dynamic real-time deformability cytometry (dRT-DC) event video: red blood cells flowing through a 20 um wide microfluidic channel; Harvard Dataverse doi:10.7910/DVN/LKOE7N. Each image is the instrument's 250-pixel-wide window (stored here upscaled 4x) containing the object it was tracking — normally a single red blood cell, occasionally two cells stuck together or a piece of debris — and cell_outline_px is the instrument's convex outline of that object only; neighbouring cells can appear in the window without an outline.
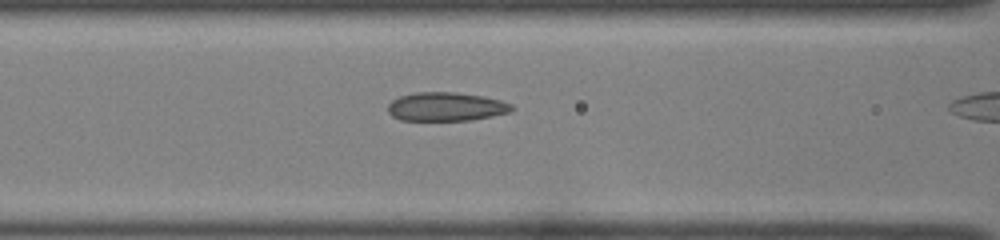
{"species": "common noctule bat (a hibernating species)", "species_latin": "Nyctalus noctula", "temperature_condition": "room temperature", "stored_images_in_passage": 10, "camera_frame_rate_fps": 3000, "um_per_image_px": 0.085, "animal": {"sex": "female", "body_mass_g": 22.0, "forearm_length_mm": 56.7}, "frame": {"image": 1, "passage_image": 9, "time_ms": 2.667, "image_size_px": [1000, 240], "cell_outline_px": [[516, 108], [512, 112], [472, 120], [400, 120], [392, 116], [388, 112], [388, 104], [392, 100], [400, 96], [416, 92], [456, 92], [484, 96], [500, 100], [512, 104]], "centroid_in_image_um": [37.95, 9.06], "position_along_channel_um": 128.7, "area_um2": 20.92}}